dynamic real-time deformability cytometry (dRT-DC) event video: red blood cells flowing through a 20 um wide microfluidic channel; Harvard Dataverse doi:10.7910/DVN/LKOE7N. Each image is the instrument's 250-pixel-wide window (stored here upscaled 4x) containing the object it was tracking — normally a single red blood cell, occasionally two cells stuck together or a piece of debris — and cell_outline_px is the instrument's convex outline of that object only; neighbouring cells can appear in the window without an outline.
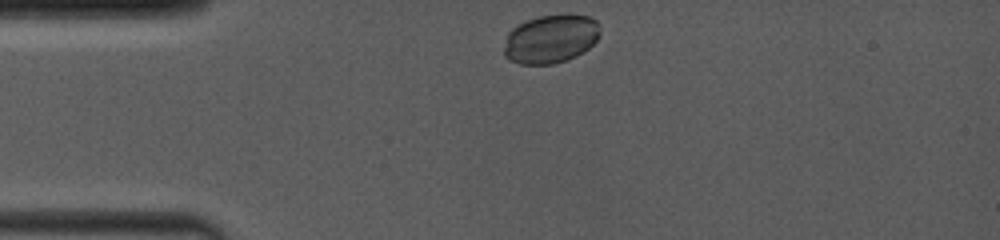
{"species": "common noctule bat (a hibernating species)", "species_latin": "Nyctalus noctula", "temperature_condition": "room temperature", "stored_images_in_passage": 7, "camera_frame_rate_fps": 4000, "um_per_image_px": 0.085, "animal": {"sex": "female", "body_mass_g": 19.0, "forearm_length_mm": 53.3}, "frame": {"image": 1, "passage_image": 1, "time_ms": 0.0, "image_size_px": [1000, 240], "cell_outline_px": [[600, 32], [596, 40], [588, 48], [576, 56], [552, 64], [520, 64], [504, 56], [504, 48], [508, 32], [512, 28], [528, 20], [540, 16], [588, 16], [596, 20], [600, 28]], "centroid_in_image_um": [46.79, 3.33], "position_along_channel_um": 38.2, "area_um2": 26.59}}